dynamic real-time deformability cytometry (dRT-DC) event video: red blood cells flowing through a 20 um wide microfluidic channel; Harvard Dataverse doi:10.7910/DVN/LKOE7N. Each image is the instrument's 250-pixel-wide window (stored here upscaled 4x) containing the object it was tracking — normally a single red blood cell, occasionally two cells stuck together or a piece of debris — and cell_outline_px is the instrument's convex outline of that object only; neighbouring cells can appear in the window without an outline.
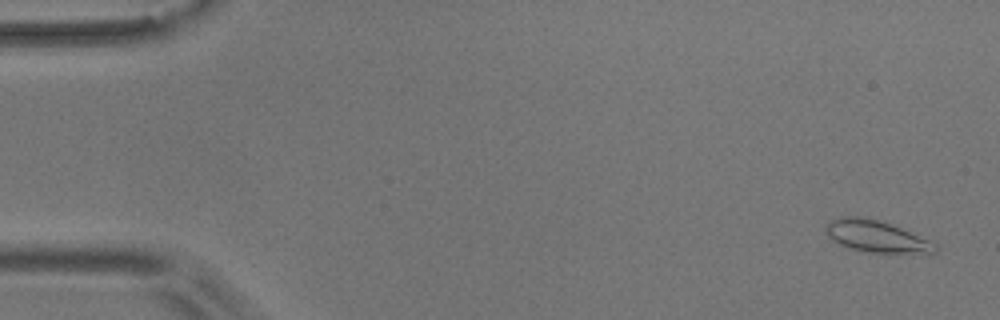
{"species": "common noctule bat (a hibernating species)", "species_latin": "Nyctalus noctula", "temperature_condition": "room temperature", "stored_images_in_passage": 57, "camera_frame_rate_fps": 3000, "um_per_image_px": 0.085, "animal": {"sex": "male", "body_mass_g": 17.9}, "frame": {"image": 1, "passage_image": 3, "time_ms": 0.667, "image_size_px": [1000, 320], "cell_outline_px": [[940, 244], [936, 252], [868, 252], [848, 248], [832, 240], [824, 232], [824, 228], [832, 220], [840, 216], [860, 216], [876, 220], [900, 228]], "centroid_in_image_um": [74.45, 20.09], "position_along_channel_um": 10.5, "area_um2": 19.94}}
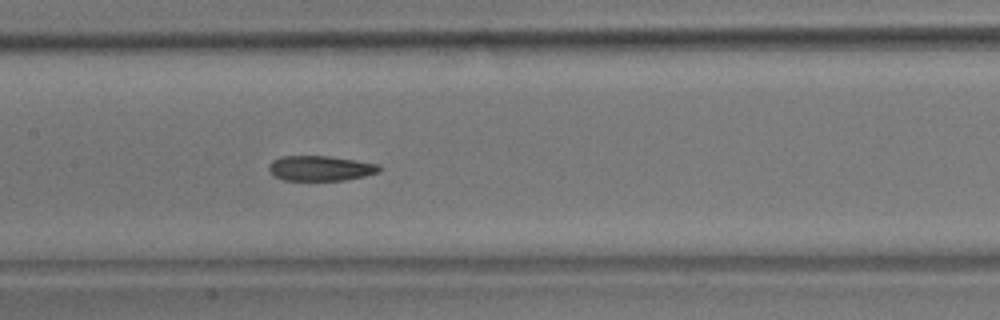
{"frame": {"image": 2, "passage_image": 28, "time_ms": 9.0, "image_size_px": [1000, 320], "cell_outline_px": [[380, 172], [364, 176], [344, 180], [284, 180], [272, 176], [268, 168], [268, 164], [272, 160], [280, 156], [328, 156], [356, 160], [380, 164]], "centroid_in_image_um": [27.21, 14.3], "position_along_channel_um": 180.2, "area_um2": 16.3}}
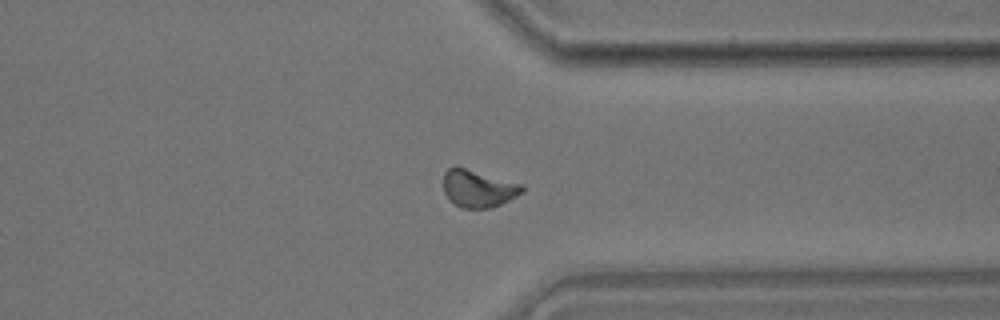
{"frame": {"image": 3, "passage_image": 44, "time_ms": 14.333, "image_size_px": [1000, 320], "cell_outline_px": [[524, 192], [492, 208], [460, 208], [444, 192], [444, 172], [448, 168], [456, 164], [524, 184]], "centroid_in_image_um": [40.67, 15.98], "position_along_channel_um": 370.7, "area_um2": 17.46}, "authors_computed_cell_mechanics": {"area_um2": 17.34, "velocity_mm_per_s": 3.6027, "shape_relaxation_time_tau1_ms": null, "shape_relaxation_time_tau2_ms": 4.7566, "deformation_change_tau1": null, "deformation_change_tau2": 0.1072}}